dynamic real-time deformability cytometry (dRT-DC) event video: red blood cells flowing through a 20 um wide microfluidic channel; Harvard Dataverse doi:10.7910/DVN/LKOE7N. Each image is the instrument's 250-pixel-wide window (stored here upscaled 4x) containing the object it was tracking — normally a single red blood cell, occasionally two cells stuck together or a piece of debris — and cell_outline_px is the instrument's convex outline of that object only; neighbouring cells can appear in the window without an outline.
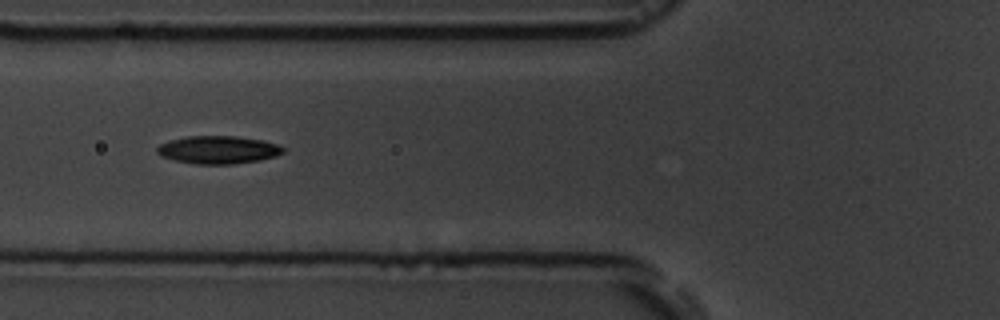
{"species": "common noctule bat (a hibernating species)", "species_latin": "Nyctalus noctula", "temperature_condition": "room temperature", "stored_images_in_passage": 6, "camera_frame_rate_fps": 3000, "um_per_image_px": 0.085, "animal": {"sex": "male", "body_mass_g": 19.5, "forearm_length_mm": 54.6}, "frame": {"image": 1, "passage_image": 6, "time_ms": 7.333, "image_size_px": [1000, 320], "cell_outline_px": [[284, 152], [276, 156], [260, 160], [232, 164], [196, 164], [176, 160], [160, 156], [156, 152], [156, 148], [160, 144], [168, 140], [188, 136], [236, 136], [264, 140], [276, 144], [284, 148]], "centroid_in_image_um": [18.53, 12.73], "position_along_channel_um": 107.3, "area_um2": 20.52}}